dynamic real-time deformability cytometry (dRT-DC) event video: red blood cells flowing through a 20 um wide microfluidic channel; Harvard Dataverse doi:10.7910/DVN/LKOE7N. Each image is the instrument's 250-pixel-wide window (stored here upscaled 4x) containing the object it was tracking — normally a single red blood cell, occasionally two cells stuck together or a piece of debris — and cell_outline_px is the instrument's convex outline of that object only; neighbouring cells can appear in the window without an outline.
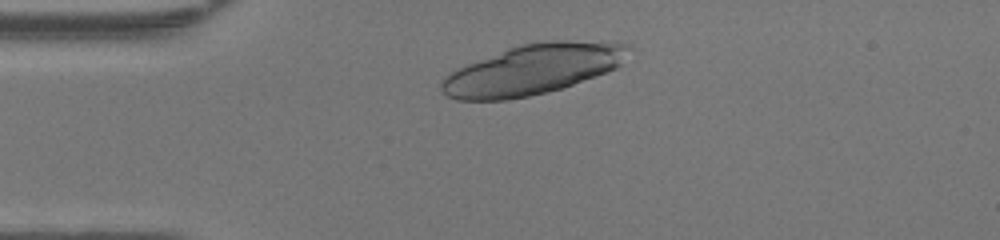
{"species": "human", "species_latin": "Homo sapiens", "temperature_condition": "warm", "stored_images_in_passage": 37, "camera_frame_rate_fps": 3000, "um_per_image_px": 0.085, "donor": {"sex": "female"}, "frame": {"image": 1, "passage_image": 1, "time_ms": 0.0, "image_size_px": [1000, 240], "cell_outline_px": [[632, 48], [620, 64], [616, 68], [572, 84], [560, 88], [528, 96], [508, 100], [456, 100], [448, 96], [440, 88], [440, 84], [444, 76], [456, 68], [508, 48], [520, 44], [548, 40], [608, 40], [628, 44]], "centroid_in_image_um": [45.3, 5.87], "position_along_channel_um": 39.7, "area_um2": 54.79}}